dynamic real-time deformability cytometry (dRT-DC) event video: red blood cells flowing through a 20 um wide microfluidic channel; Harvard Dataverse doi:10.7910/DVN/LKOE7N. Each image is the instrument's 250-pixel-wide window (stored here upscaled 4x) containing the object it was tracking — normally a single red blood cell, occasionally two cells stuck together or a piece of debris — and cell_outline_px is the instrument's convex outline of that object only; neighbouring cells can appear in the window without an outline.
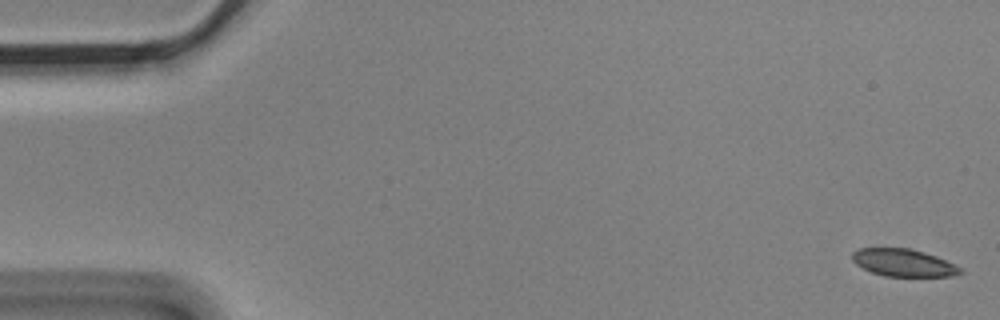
{"species": "Egyptian fruit bat (a non-hibernating species)", "species_latin": "Rousettus aegyptiacus", "temperature_condition": "cold", "stored_images_in_passage": 6, "camera_frame_rate_fps": 3000, "um_per_image_px": 0.085, "animal": {"sex": "male"}, "frame": {"image": 1, "passage_image": 1, "time_ms": 0.0, "image_size_px": [1000, 320], "cell_outline_px": [[964, 272], [952, 276], [884, 276], [872, 272], [856, 264], [852, 260], [852, 252], [860, 248], [908, 248], [924, 252], [936, 256], [960, 268]], "centroid_in_image_um": [76.76, 22.33], "position_along_channel_um": 8.2, "area_um2": 17.05}}
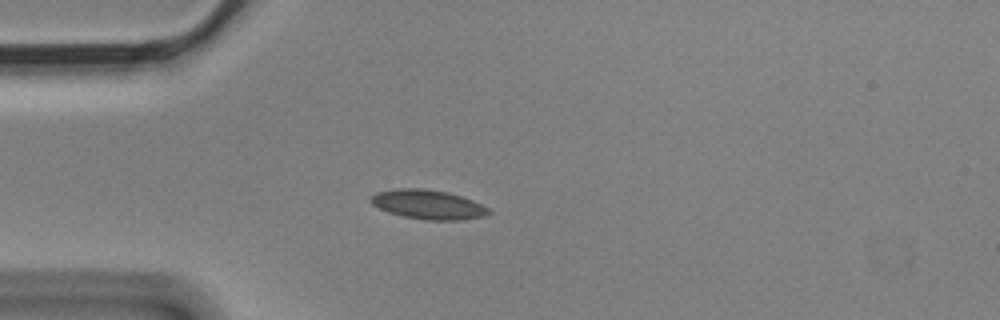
{"frame": {"image": 2, "passage_image": 5, "time_ms": 1.333, "image_size_px": [1000, 320], "cell_outline_px": [[492, 212], [484, 216], [464, 220], [424, 220], [404, 216], [388, 212], [372, 204], [368, 200], [368, 196], [376, 192], [396, 188], [424, 188], [448, 192], [472, 200], [488, 208]], "centroid_in_image_um": [36.35, 17.38], "position_along_channel_um": 48.7, "area_um2": 20.29}}